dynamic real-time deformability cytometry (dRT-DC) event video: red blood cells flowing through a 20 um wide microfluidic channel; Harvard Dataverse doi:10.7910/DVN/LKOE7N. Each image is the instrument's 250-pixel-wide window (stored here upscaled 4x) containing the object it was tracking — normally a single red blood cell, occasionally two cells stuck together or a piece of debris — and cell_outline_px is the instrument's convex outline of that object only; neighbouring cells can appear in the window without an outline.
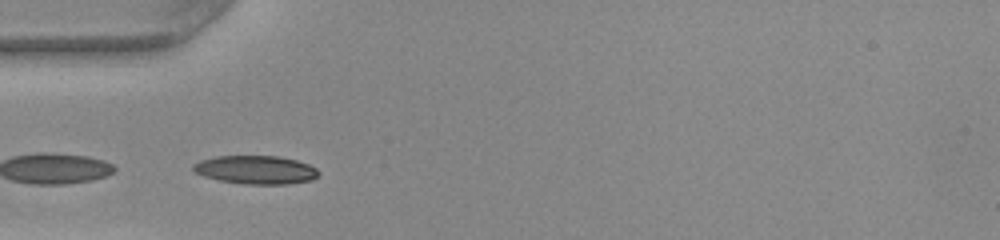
{"species": "common noctule bat (a hibernating species)", "species_latin": "Nyctalus noctula", "temperature_condition": "warm", "stored_images_in_passage": 6, "camera_frame_rate_fps": 3000, "um_per_image_px": 0.085, "animal": {"sex": "female", "body_mass_g": 22.0, "forearm_length_mm": 56.7}, "frame": {"image": 1, "passage_image": 4, "time_ms": 1.0, "image_size_px": [1000, 240], "cell_outline_px": [[320, 172], [312, 180], [284, 184], [244, 184], [220, 180], [204, 176], [196, 172], [192, 168], [192, 164], [200, 160], [216, 156], [280, 156], [296, 160], [308, 164], [316, 168]], "centroid_in_image_um": [21.74, 14.42], "position_along_channel_um": 63.3, "area_um2": 20.69}}